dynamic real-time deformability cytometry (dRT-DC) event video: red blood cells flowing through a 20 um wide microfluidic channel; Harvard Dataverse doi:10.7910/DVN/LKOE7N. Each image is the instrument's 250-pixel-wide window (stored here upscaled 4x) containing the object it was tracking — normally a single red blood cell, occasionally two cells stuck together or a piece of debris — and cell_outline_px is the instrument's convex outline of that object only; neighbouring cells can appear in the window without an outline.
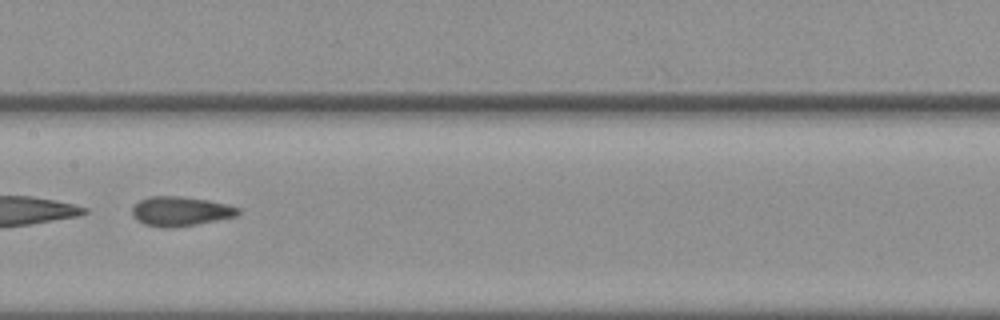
{"species": "common noctule bat (a hibernating species)", "species_latin": "Nyctalus noctula", "temperature_condition": "warm", "stored_images_in_passage": 36, "camera_frame_rate_fps": 3000, "um_per_image_px": 0.085, "animal": {"sex": "female", "body_mass_g": 19.3, "forearm_length_mm": 54.1}, "frame": {"image": 1, "passage_image": 16, "time_ms": 5.0, "image_size_px": [1000, 320], "cell_outline_px": [[240, 212], [236, 216], [196, 224], [168, 228], [164, 228], [144, 224], [136, 220], [132, 212], [132, 208], [140, 200], [148, 196], [180, 196], [208, 200], [228, 204], [240, 208]], "centroid_in_image_um": [15.34, 17.95], "position_along_channel_um": 192.1, "area_um2": 18.15}, "authors_computed_cell_mechanics": {"area_um2": 18.7272, "velocity_mm_per_s": 3.6182, "shape_relaxation_time_tau1_ms": null, "shape_relaxation_time_tau2_ms": 2.6208, "deformation_change_tau1": null, "deformation_change_tau2": 0.0831}}